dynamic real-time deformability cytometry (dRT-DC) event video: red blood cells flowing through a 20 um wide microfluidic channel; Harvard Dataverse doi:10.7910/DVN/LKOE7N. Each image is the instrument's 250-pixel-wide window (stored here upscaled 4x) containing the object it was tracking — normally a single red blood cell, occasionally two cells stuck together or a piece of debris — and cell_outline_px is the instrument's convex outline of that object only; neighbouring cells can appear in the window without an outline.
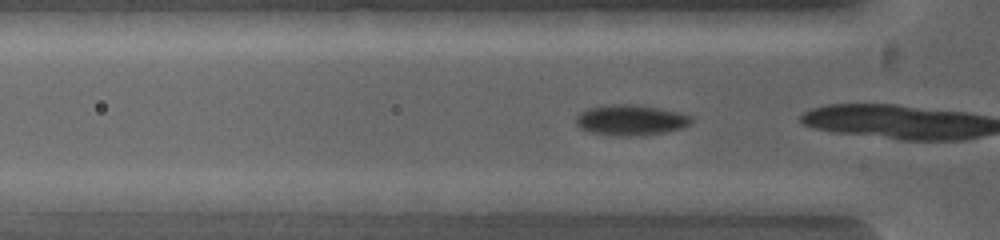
{"species": "common noctule bat (a hibernating species)", "species_latin": "Nyctalus noctula", "temperature_condition": "warm", "stored_images_in_passage": 7, "camera_frame_rate_fps": 5000, "um_per_image_px": 0.085, "animal": {"sex": "female", "body_mass_g": 19.0, "forearm_length_mm": 53.3}, "frame": {"image": 1, "passage_image": 2, "time_ms": 0.8, "image_size_px": [1000, 240], "cell_outline_px": [[784, 216], [748, 216], [700, 208], [696, 204], [700, 200], [760, 192], [780, 200]], "centroid_in_image_um": [63.33, 17.42], "position_along_channel_um": 62.5, "area_um2": 10.52}}